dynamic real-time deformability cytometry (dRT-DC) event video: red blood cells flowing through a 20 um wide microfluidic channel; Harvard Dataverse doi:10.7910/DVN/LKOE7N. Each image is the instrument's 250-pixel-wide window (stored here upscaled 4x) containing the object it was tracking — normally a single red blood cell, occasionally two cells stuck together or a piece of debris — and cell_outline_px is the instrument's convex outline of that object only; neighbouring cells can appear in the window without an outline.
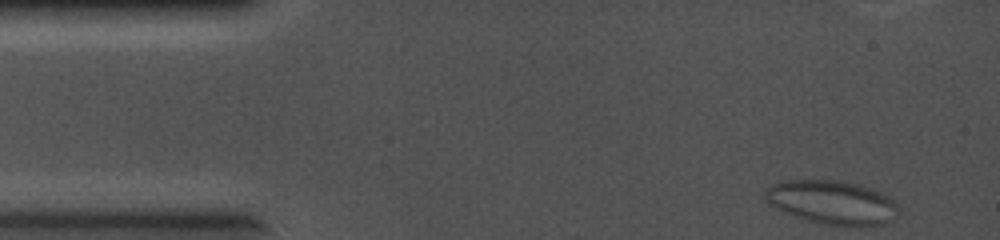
{"species": "common noctule bat (a hibernating species)", "species_latin": "Nyctalus noctula", "temperature_condition": "cold", "stored_images_in_passage": 20, "camera_frame_rate_fps": 5000, "um_per_image_px": 0.085, "animal": {"sex": "female", "body_mass_g": 19.0, "forearm_length_mm": 56.7}, "frame": {"image": 1, "passage_image": 1, "time_ms": 0.0, "image_size_px": [1000, 240], "cell_outline_px": [[900, 216], [884, 224], [824, 224], [808, 220], [784, 212], [768, 204], [764, 200], [764, 192], [772, 184], [780, 180], [840, 180], [860, 184], [892, 196], [896, 204]], "centroid_in_image_um": [70.73, 17.16], "position_along_channel_um": 14.3, "area_um2": 34.04}}